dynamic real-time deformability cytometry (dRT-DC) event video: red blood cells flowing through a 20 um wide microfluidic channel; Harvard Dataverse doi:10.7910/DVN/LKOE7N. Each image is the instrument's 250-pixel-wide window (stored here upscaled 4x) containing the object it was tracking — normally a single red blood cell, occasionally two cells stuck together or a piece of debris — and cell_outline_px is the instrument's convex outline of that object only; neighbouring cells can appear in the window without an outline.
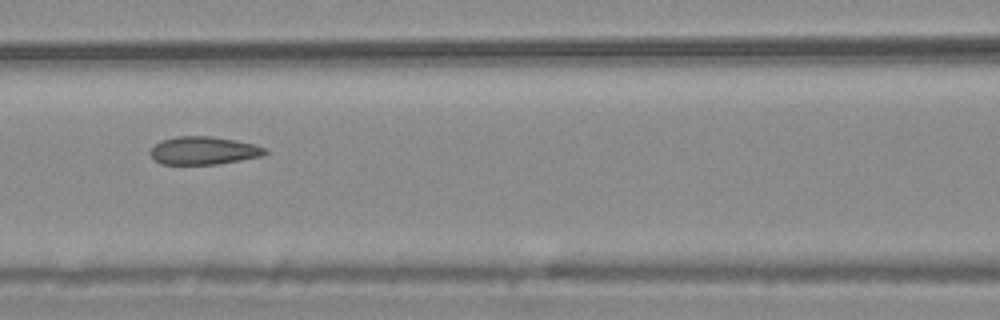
{"species": "common noctule bat (a hibernating species)", "species_latin": "Nyctalus noctula", "temperature_condition": "warm", "stored_images_in_passage": 10, "camera_frame_rate_fps": 3000, "um_per_image_px": 0.085, "animal": {"sex": "male", "body_mass_g": 20.4}, "frame": {"image": 1, "passage_image": 6, "time_ms": 1.667, "image_size_px": [1000, 320], "cell_outline_px": [[268, 152], [260, 156], [220, 164], [160, 164], [148, 152], [160, 140], [176, 136], [212, 136], [236, 140], [252, 144], [264, 148]], "centroid_in_image_um": [17.27, 12.79], "position_along_channel_um": 149.3, "area_um2": 18.61}}
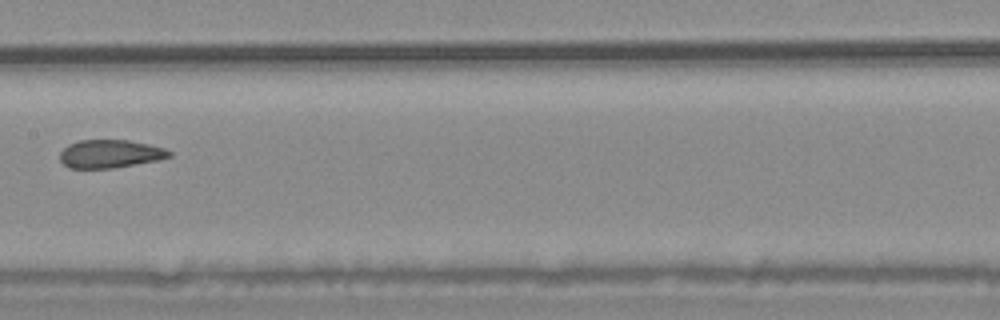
{"frame": {"image": 2, "passage_image": 7, "time_ms": 2.0, "image_size_px": [1000, 320], "cell_outline_px": [[172, 156], [160, 160], [112, 168], [68, 168], [60, 160], [60, 152], [68, 144], [80, 140], [128, 140], [148, 144], [164, 148], [172, 152]], "centroid_in_image_um": [9.37, 13.08], "position_along_channel_um": 198.0, "area_um2": 17.98}}